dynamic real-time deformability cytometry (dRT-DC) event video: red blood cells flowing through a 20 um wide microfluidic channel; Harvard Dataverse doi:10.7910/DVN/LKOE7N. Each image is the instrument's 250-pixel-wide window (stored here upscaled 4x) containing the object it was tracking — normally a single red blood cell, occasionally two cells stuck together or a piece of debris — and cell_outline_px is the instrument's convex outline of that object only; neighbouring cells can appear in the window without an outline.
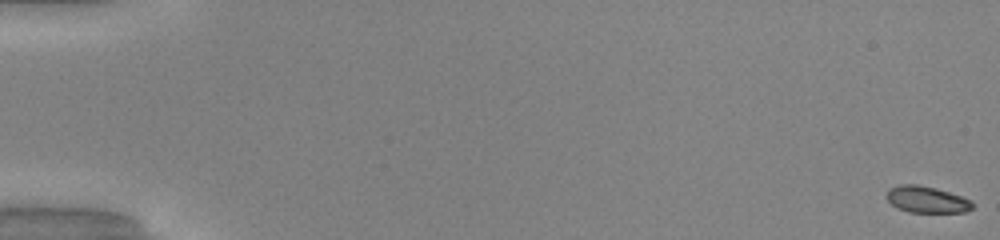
{"species": "common noctule bat (a hibernating species)", "species_latin": "Nyctalus noctula", "temperature_condition": "warm", "stored_images_in_passage": 52, "camera_frame_rate_fps": 3000, "um_per_image_px": 0.085, "animal": {"sex": "male", "body_mass_g": 20.0, "forearm_length_mm": 53.3}, "frame": {"image": 1, "passage_image": 1, "time_ms": 0.0, "image_size_px": [1000, 240], "cell_outline_px": [[972, 208], [964, 212], [908, 212], [896, 208], [884, 196], [888, 188], [900, 184], [916, 184], [936, 188], [972, 200]], "centroid_in_image_um": [78.71, 16.95], "position_along_channel_um": 6.3, "area_um2": 13.35}}
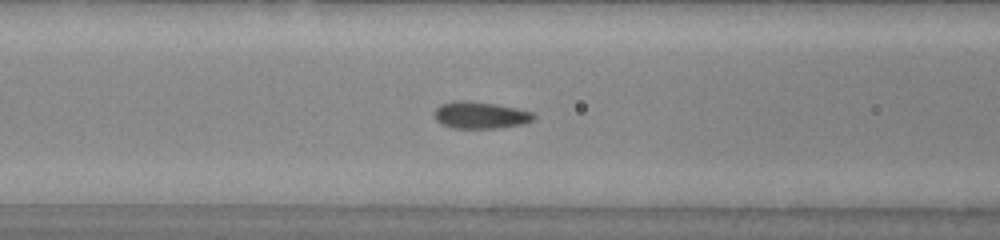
{"frame": {"image": 2, "passage_image": 23, "time_ms": 7.333, "image_size_px": [1000, 240], "cell_outline_px": [[536, 116], [532, 120], [520, 124], [500, 128], [452, 128], [440, 124], [436, 120], [432, 112], [440, 104], [452, 100], [464, 100], [496, 104], [516, 108], [532, 112]], "centroid_in_image_um": [40.76, 9.78], "position_along_channel_um": 125.8, "area_um2": 15.72}}
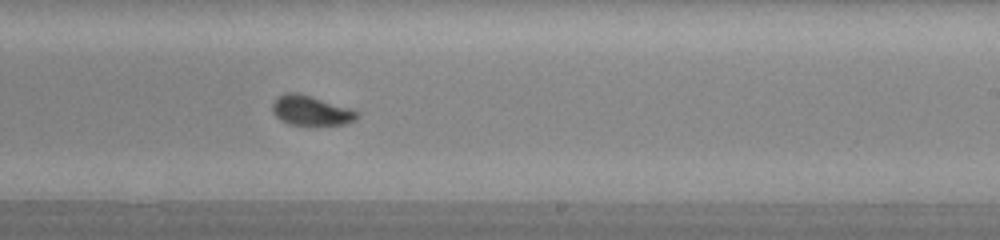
{"frame": {"image": 3, "passage_image": 33, "time_ms": 10.667, "image_size_px": [1000, 240], "cell_outline_px": [[356, 120], [344, 124], [288, 124], [280, 120], [272, 112], [272, 104], [276, 96], [284, 92], [296, 92], [352, 108], [356, 112]], "centroid_in_image_um": [26.37, 9.37], "position_along_channel_um": 262.6, "area_um2": 14.57}, "authors_computed_cell_mechanics": {"area_um2": 14.3922, "velocity_mm_per_s": 4.1174, "shape_relaxation_time_tau1_ms": 2.5691, "shape_relaxation_time_tau2_ms": null, "deformation_change_tau1": 0.1318, "deformation_change_tau2": null}}